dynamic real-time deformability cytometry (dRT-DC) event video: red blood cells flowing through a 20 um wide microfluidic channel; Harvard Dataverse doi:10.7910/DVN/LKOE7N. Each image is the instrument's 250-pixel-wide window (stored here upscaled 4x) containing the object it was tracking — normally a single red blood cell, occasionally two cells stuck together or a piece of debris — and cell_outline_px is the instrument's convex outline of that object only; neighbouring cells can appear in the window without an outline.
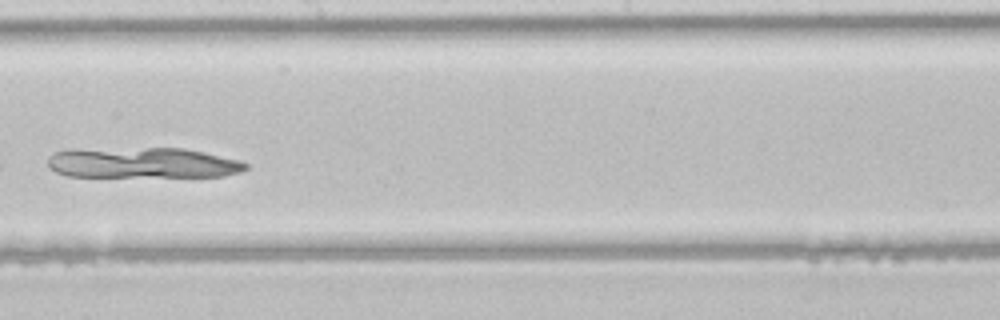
{"species": "common noctule bat (a hibernating species)", "species_latin": "Nyctalus noctula", "temperature_condition": "room temperature", "stored_images_in_passage": 46, "camera_frame_rate_fps": 3000, "um_per_image_px": 0.085, "animal": {"sex": "male", "body_mass_g": 21.5, "forearm_length_mm": 52.0}, "frame": {"image": 1, "passage_image": 27, "time_ms": 8.667, "image_size_px": [1000, 320], "cell_outline_px": [[248, 168], [240, 172], [224, 176], [68, 176], [56, 172], [48, 168], [48, 156], [52, 152], [68, 148], [184, 148], [204, 152], [240, 160], [248, 164]], "centroid_in_image_um": [12.06, 13.82], "position_along_channel_um": 236.1, "area_um2": 35.78}}